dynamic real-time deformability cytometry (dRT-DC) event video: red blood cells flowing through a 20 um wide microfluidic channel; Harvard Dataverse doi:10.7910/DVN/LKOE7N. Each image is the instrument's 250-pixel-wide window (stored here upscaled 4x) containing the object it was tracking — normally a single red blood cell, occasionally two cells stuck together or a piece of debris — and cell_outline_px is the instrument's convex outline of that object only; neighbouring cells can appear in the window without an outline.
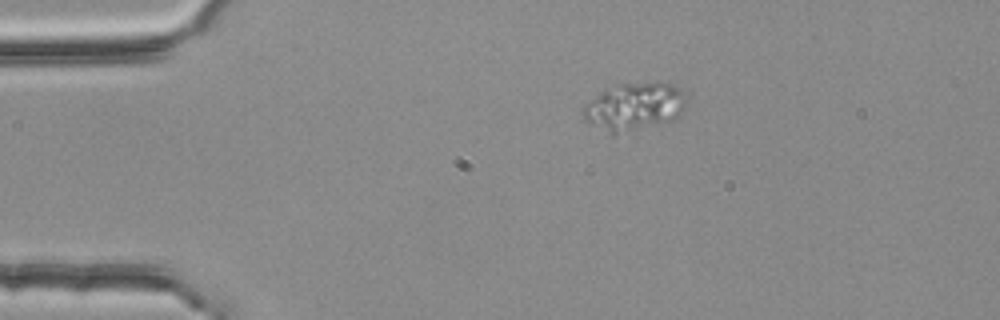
{"species": "common noctule bat (a hibernating species)", "species_latin": "Nyctalus noctula", "temperature_condition": "room temperature", "stored_images_in_passage": 46, "camera_frame_rate_fps": 3000, "um_per_image_px": 0.085, "animal": {"sex": "female", "body_mass_g": 25.1}, "frame": {"image": 1, "passage_image": 1, "time_ms": 0.0, "image_size_px": [1000, 320], "cell_outline_px": [[684, 104], [680, 112], [672, 120], [612, 136], [584, 120], [584, 104], [600, 92], [616, 84], [656, 80], [660, 80], [672, 84], [680, 92], [684, 100]], "centroid_in_image_um": [53.85, 9.04], "position_along_channel_um": 31.2, "area_um2": 28.73}}
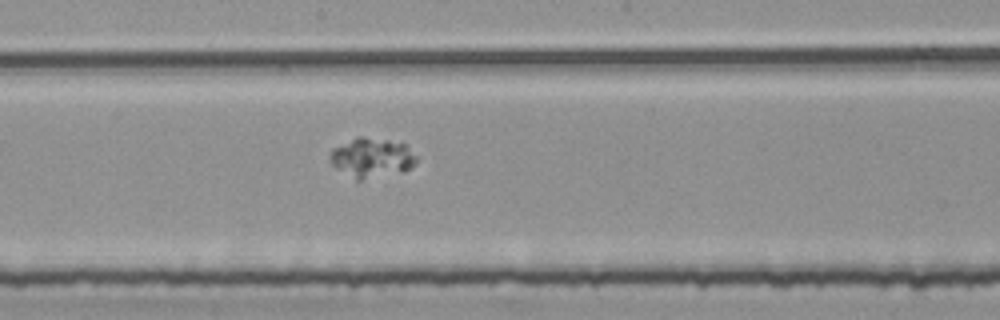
{"frame": {"image": 2, "passage_image": 20, "time_ms": 6.333, "image_size_px": [1000, 320], "cell_outline_px": [[416, 164], [412, 168], [404, 172], [360, 180], [356, 180], [336, 168], [332, 164], [332, 148], [356, 136], [364, 136], [388, 140], [404, 144], [416, 156]], "centroid_in_image_um": [31.62, 13.41], "position_along_channel_um": 216.6, "area_um2": 19.88}}
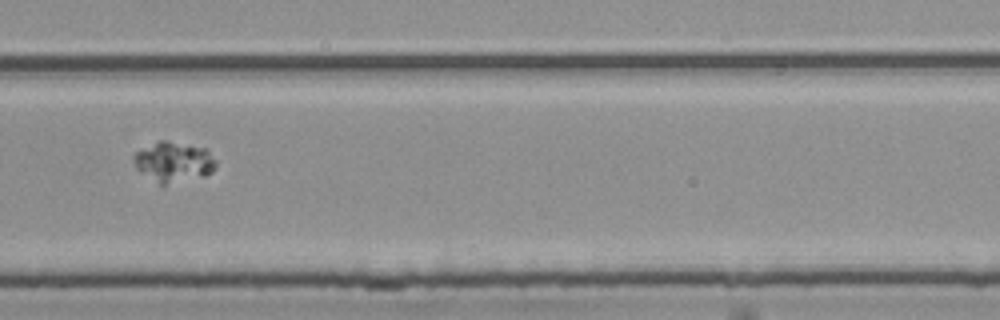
{"frame": {"image": 3, "passage_image": 28, "time_ms": 9.0, "image_size_px": [1000, 320], "cell_outline_px": [[216, 168], [212, 172], [204, 176], [164, 184], [160, 184], [136, 168], [132, 160], [132, 156], [136, 152], [160, 140], [168, 140], [208, 148], [216, 160]], "centroid_in_image_um": [14.8, 13.73], "position_along_channel_um": 315.0, "area_um2": 19.19}}